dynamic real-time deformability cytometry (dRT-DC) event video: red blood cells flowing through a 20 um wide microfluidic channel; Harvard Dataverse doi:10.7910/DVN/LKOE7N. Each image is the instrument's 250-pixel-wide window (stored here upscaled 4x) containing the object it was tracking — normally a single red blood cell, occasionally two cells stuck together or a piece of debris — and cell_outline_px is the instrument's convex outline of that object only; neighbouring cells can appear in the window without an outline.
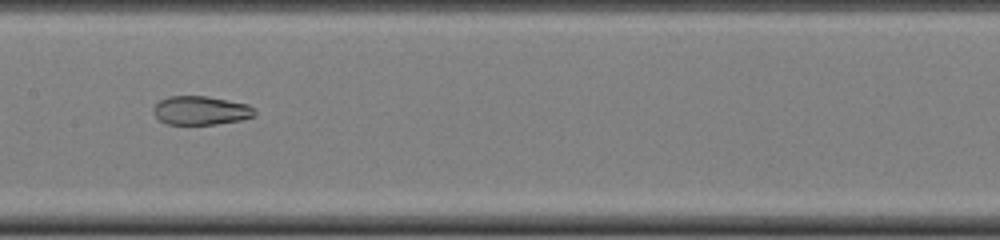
{"species": "common noctule bat (a hibernating species)", "species_latin": "Nyctalus noctula", "temperature_condition": "cold", "stored_images_in_passage": 34, "camera_frame_rate_fps": 3000, "um_per_image_px": 0.085, "animal": {"sex": "female", "body_mass_g": 22.0, "forearm_length_mm": 56.7}, "frame": {"image": 1, "passage_image": 10, "time_ms": 3.0, "image_size_px": [1000, 240], "cell_outline_px": [[256, 116], [240, 120], [216, 124], [168, 124], [160, 120], [156, 116], [152, 108], [160, 100], [168, 96], [208, 96], [248, 104], [256, 112]], "centroid_in_image_um": [17.08, 9.38], "position_along_channel_um": 190.3, "area_um2": 16.94}, "authors_computed_cell_mechanics": {"area_um2": 19.7387, "velocity_mm_per_s": 4.1326, "shape_relaxation_time_tau1_ms": null, "shape_relaxation_time_tau2_ms": 1.7319, "deformation_change_tau1": null, "deformation_change_tau2": 0.0644}}